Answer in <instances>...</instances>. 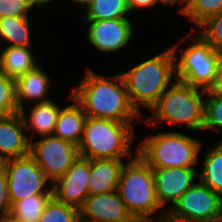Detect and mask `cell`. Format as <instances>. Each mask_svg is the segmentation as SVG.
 I'll return each instance as SVG.
<instances>
[{"instance_id":"obj_1","label":"cell","mask_w":222,"mask_h":222,"mask_svg":"<svg viewBox=\"0 0 222 222\" xmlns=\"http://www.w3.org/2000/svg\"><path fill=\"white\" fill-rule=\"evenodd\" d=\"M72 97L82 106L88 117L129 123L134 129L143 116L133 107L120 73L114 76L99 75L86 66L85 74L74 88Z\"/></svg>"},{"instance_id":"obj_2","label":"cell","mask_w":222,"mask_h":222,"mask_svg":"<svg viewBox=\"0 0 222 222\" xmlns=\"http://www.w3.org/2000/svg\"><path fill=\"white\" fill-rule=\"evenodd\" d=\"M137 63L120 74L131 104L145 117L141 109L151 110L176 80L174 55L171 47H167L165 51Z\"/></svg>"},{"instance_id":"obj_3","label":"cell","mask_w":222,"mask_h":222,"mask_svg":"<svg viewBox=\"0 0 222 222\" xmlns=\"http://www.w3.org/2000/svg\"><path fill=\"white\" fill-rule=\"evenodd\" d=\"M205 96L206 90L176 79L141 124L156 129L162 121L172 127L186 125L187 130L200 133L204 128Z\"/></svg>"},{"instance_id":"obj_4","label":"cell","mask_w":222,"mask_h":222,"mask_svg":"<svg viewBox=\"0 0 222 222\" xmlns=\"http://www.w3.org/2000/svg\"><path fill=\"white\" fill-rule=\"evenodd\" d=\"M137 138L129 123L87 116L78 145L79 156L129 160L135 155L133 143Z\"/></svg>"},{"instance_id":"obj_5","label":"cell","mask_w":222,"mask_h":222,"mask_svg":"<svg viewBox=\"0 0 222 222\" xmlns=\"http://www.w3.org/2000/svg\"><path fill=\"white\" fill-rule=\"evenodd\" d=\"M145 137L137 143L135 153L151 168H195L200 164L202 140L180 131H155Z\"/></svg>"},{"instance_id":"obj_6","label":"cell","mask_w":222,"mask_h":222,"mask_svg":"<svg viewBox=\"0 0 222 222\" xmlns=\"http://www.w3.org/2000/svg\"><path fill=\"white\" fill-rule=\"evenodd\" d=\"M188 37L189 45L182 48L180 43ZM178 46L181 48L179 49ZM170 47L174 55L175 78L177 80L204 90L213 89L217 82L222 53L215 50L195 30H190L186 36Z\"/></svg>"},{"instance_id":"obj_7","label":"cell","mask_w":222,"mask_h":222,"mask_svg":"<svg viewBox=\"0 0 222 222\" xmlns=\"http://www.w3.org/2000/svg\"><path fill=\"white\" fill-rule=\"evenodd\" d=\"M117 191L137 222L166 216L156 196L152 168L137 153L123 166Z\"/></svg>"},{"instance_id":"obj_8","label":"cell","mask_w":222,"mask_h":222,"mask_svg":"<svg viewBox=\"0 0 222 222\" xmlns=\"http://www.w3.org/2000/svg\"><path fill=\"white\" fill-rule=\"evenodd\" d=\"M166 216L176 222H222V197L197 179Z\"/></svg>"},{"instance_id":"obj_9","label":"cell","mask_w":222,"mask_h":222,"mask_svg":"<svg viewBox=\"0 0 222 222\" xmlns=\"http://www.w3.org/2000/svg\"><path fill=\"white\" fill-rule=\"evenodd\" d=\"M3 169L8 177L11 205L35 194H53V183L30 155L5 160Z\"/></svg>"},{"instance_id":"obj_10","label":"cell","mask_w":222,"mask_h":222,"mask_svg":"<svg viewBox=\"0 0 222 222\" xmlns=\"http://www.w3.org/2000/svg\"><path fill=\"white\" fill-rule=\"evenodd\" d=\"M29 155L54 183L79 156L78 147L53 135L30 141Z\"/></svg>"},{"instance_id":"obj_11","label":"cell","mask_w":222,"mask_h":222,"mask_svg":"<svg viewBox=\"0 0 222 222\" xmlns=\"http://www.w3.org/2000/svg\"><path fill=\"white\" fill-rule=\"evenodd\" d=\"M131 19L83 20L87 23L86 41L99 53H117L126 49L136 34ZM134 27V28H133Z\"/></svg>"},{"instance_id":"obj_12","label":"cell","mask_w":222,"mask_h":222,"mask_svg":"<svg viewBox=\"0 0 222 222\" xmlns=\"http://www.w3.org/2000/svg\"><path fill=\"white\" fill-rule=\"evenodd\" d=\"M90 159L78 156L69 169L52 184L53 196L61 202L77 207L89 195Z\"/></svg>"},{"instance_id":"obj_13","label":"cell","mask_w":222,"mask_h":222,"mask_svg":"<svg viewBox=\"0 0 222 222\" xmlns=\"http://www.w3.org/2000/svg\"><path fill=\"white\" fill-rule=\"evenodd\" d=\"M198 168H152L156 196L167 212L198 179ZM167 203H170L167 205ZM166 206V207H165Z\"/></svg>"},{"instance_id":"obj_14","label":"cell","mask_w":222,"mask_h":222,"mask_svg":"<svg viewBox=\"0 0 222 222\" xmlns=\"http://www.w3.org/2000/svg\"><path fill=\"white\" fill-rule=\"evenodd\" d=\"M80 222H137L118 191L88 195L79 208Z\"/></svg>"},{"instance_id":"obj_15","label":"cell","mask_w":222,"mask_h":222,"mask_svg":"<svg viewBox=\"0 0 222 222\" xmlns=\"http://www.w3.org/2000/svg\"><path fill=\"white\" fill-rule=\"evenodd\" d=\"M37 65L16 80V102L19 111L28 104L41 103L52 100L51 76L46 73L45 65ZM50 76V77H49ZM26 104V105H25Z\"/></svg>"},{"instance_id":"obj_16","label":"cell","mask_w":222,"mask_h":222,"mask_svg":"<svg viewBox=\"0 0 222 222\" xmlns=\"http://www.w3.org/2000/svg\"><path fill=\"white\" fill-rule=\"evenodd\" d=\"M29 147L21 114L0 117V156L4 160L24 157L29 155Z\"/></svg>"},{"instance_id":"obj_17","label":"cell","mask_w":222,"mask_h":222,"mask_svg":"<svg viewBox=\"0 0 222 222\" xmlns=\"http://www.w3.org/2000/svg\"><path fill=\"white\" fill-rule=\"evenodd\" d=\"M57 103L58 101L56 102V100L52 99L46 102L35 103L29 107H24L19 111L23 118L29 141L36 139V137L39 138V136L53 135L58 115L62 107ZM27 108L29 109V112L27 111ZM29 134L31 136H29Z\"/></svg>"},{"instance_id":"obj_18","label":"cell","mask_w":222,"mask_h":222,"mask_svg":"<svg viewBox=\"0 0 222 222\" xmlns=\"http://www.w3.org/2000/svg\"><path fill=\"white\" fill-rule=\"evenodd\" d=\"M124 159H90L89 195L117 191Z\"/></svg>"},{"instance_id":"obj_19","label":"cell","mask_w":222,"mask_h":222,"mask_svg":"<svg viewBox=\"0 0 222 222\" xmlns=\"http://www.w3.org/2000/svg\"><path fill=\"white\" fill-rule=\"evenodd\" d=\"M66 98L72 100V103L61 107L53 136L71 142L78 147L87 115L82 106L72 97V93H69Z\"/></svg>"},{"instance_id":"obj_20","label":"cell","mask_w":222,"mask_h":222,"mask_svg":"<svg viewBox=\"0 0 222 222\" xmlns=\"http://www.w3.org/2000/svg\"><path fill=\"white\" fill-rule=\"evenodd\" d=\"M32 47L0 46V71L9 78L17 80L28 71L34 69L41 61H37ZM2 49V50H1Z\"/></svg>"},{"instance_id":"obj_21","label":"cell","mask_w":222,"mask_h":222,"mask_svg":"<svg viewBox=\"0 0 222 222\" xmlns=\"http://www.w3.org/2000/svg\"><path fill=\"white\" fill-rule=\"evenodd\" d=\"M31 17L0 18V45L2 46H32ZM4 42V45H3Z\"/></svg>"},{"instance_id":"obj_22","label":"cell","mask_w":222,"mask_h":222,"mask_svg":"<svg viewBox=\"0 0 222 222\" xmlns=\"http://www.w3.org/2000/svg\"><path fill=\"white\" fill-rule=\"evenodd\" d=\"M212 144L206 149L198 177L203 184L222 197V142Z\"/></svg>"},{"instance_id":"obj_23","label":"cell","mask_w":222,"mask_h":222,"mask_svg":"<svg viewBox=\"0 0 222 222\" xmlns=\"http://www.w3.org/2000/svg\"><path fill=\"white\" fill-rule=\"evenodd\" d=\"M81 13L84 20L130 19L132 16L127 0H93Z\"/></svg>"},{"instance_id":"obj_24","label":"cell","mask_w":222,"mask_h":222,"mask_svg":"<svg viewBox=\"0 0 222 222\" xmlns=\"http://www.w3.org/2000/svg\"><path fill=\"white\" fill-rule=\"evenodd\" d=\"M53 194H35L14 202L10 213L19 222H39L44 208Z\"/></svg>"},{"instance_id":"obj_25","label":"cell","mask_w":222,"mask_h":222,"mask_svg":"<svg viewBox=\"0 0 222 222\" xmlns=\"http://www.w3.org/2000/svg\"><path fill=\"white\" fill-rule=\"evenodd\" d=\"M222 12V0H188L182 15L195 24L196 30L208 18Z\"/></svg>"},{"instance_id":"obj_26","label":"cell","mask_w":222,"mask_h":222,"mask_svg":"<svg viewBox=\"0 0 222 222\" xmlns=\"http://www.w3.org/2000/svg\"><path fill=\"white\" fill-rule=\"evenodd\" d=\"M208 130L222 133V92L213 89L206 90L205 96L203 132ZM220 142H222V138Z\"/></svg>"},{"instance_id":"obj_27","label":"cell","mask_w":222,"mask_h":222,"mask_svg":"<svg viewBox=\"0 0 222 222\" xmlns=\"http://www.w3.org/2000/svg\"><path fill=\"white\" fill-rule=\"evenodd\" d=\"M39 222H80L79 209L58 201L52 196L46 204Z\"/></svg>"},{"instance_id":"obj_28","label":"cell","mask_w":222,"mask_h":222,"mask_svg":"<svg viewBox=\"0 0 222 222\" xmlns=\"http://www.w3.org/2000/svg\"><path fill=\"white\" fill-rule=\"evenodd\" d=\"M19 112L16 102V80L0 71V117Z\"/></svg>"},{"instance_id":"obj_29","label":"cell","mask_w":222,"mask_h":222,"mask_svg":"<svg viewBox=\"0 0 222 222\" xmlns=\"http://www.w3.org/2000/svg\"><path fill=\"white\" fill-rule=\"evenodd\" d=\"M195 31L218 52L222 53V12L208 18Z\"/></svg>"},{"instance_id":"obj_30","label":"cell","mask_w":222,"mask_h":222,"mask_svg":"<svg viewBox=\"0 0 222 222\" xmlns=\"http://www.w3.org/2000/svg\"><path fill=\"white\" fill-rule=\"evenodd\" d=\"M34 8L30 0H0V18L31 17Z\"/></svg>"},{"instance_id":"obj_31","label":"cell","mask_w":222,"mask_h":222,"mask_svg":"<svg viewBox=\"0 0 222 222\" xmlns=\"http://www.w3.org/2000/svg\"><path fill=\"white\" fill-rule=\"evenodd\" d=\"M11 202L8 193V177L4 169L0 171V217L10 213Z\"/></svg>"},{"instance_id":"obj_32","label":"cell","mask_w":222,"mask_h":222,"mask_svg":"<svg viewBox=\"0 0 222 222\" xmlns=\"http://www.w3.org/2000/svg\"><path fill=\"white\" fill-rule=\"evenodd\" d=\"M158 5V0H127V6L131 15L136 11H141L142 13L144 12L143 10H152V8L158 7Z\"/></svg>"},{"instance_id":"obj_33","label":"cell","mask_w":222,"mask_h":222,"mask_svg":"<svg viewBox=\"0 0 222 222\" xmlns=\"http://www.w3.org/2000/svg\"><path fill=\"white\" fill-rule=\"evenodd\" d=\"M159 5H163L165 7H175V5L179 4L178 11H176L179 14L182 15L186 8L187 2L185 0H158Z\"/></svg>"},{"instance_id":"obj_34","label":"cell","mask_w":222,"mask_h":222,"mask_svg":"<svg viewBox=\"0 0 222 222\" xmlns=\"http://www.w3.org/2000/svg\"><path fill=\"white\" fill-rule=\"evenodd\" d=\"M213 90L222 92V56H221V60L219 63V68H218L217 82L215 86L213 87Z\"/></svg>"},{"instance_id":"obj_35","label":"cell","mask_w":222,"mask_h":222,"mask_svg":"<svg viewBox=\"0 0 222 222\" xmlns=\"http://www.w3.org/2000/svg\"><path fill=\"white\" fill-rule=\"evenodd\" d=\"M57 1V0H56ZM30 2L32 3V5L35 7V9H42L44 6H46L47 4L49 5V3H54L55 0H30Z\"/></svg>"},{"instance_id":"obj_36","label":"cell","mask_w":222,"mask_h":222,"mask_svg":"<svg viewBox=\"0 0 222 222\" xmlns=\"http://www.w3.org/2000/svg\"><path fill=\"white\" fill-rule=\"evenodd\" d=\"M92 1L93 0H70V3L71 2L74 3V4L71 3V5L73 6L76 4L78 8L79 6L82 7L83 8L82 10H84Z\"/></svg>"},{"instance_id":"obj_37","label":"cell","mask_w":222,"mask_h":222,"mask_svg":"<svg viewBox=\"0 0 222 222\" xmlns=\"http://www.w3.org/2000/svg\"><path fill=\"white\" fill-rule=\"evenodd\" d=\"M0 222H19V221L11 213H8L0 217Z\"/></svg>"},{"instance_id":"obj_38","label":"cell","mask_w":222,"mask_h":222,"mask_svg":"<svg viewBox=\"0 0 222 222\" xmlns=\"http://www.w3.org/2000/svg\"><path fill=\"white\" fill-rule=\"evenodd\" d=\"M142 222H176V221L170 220L167 216H165L159 219L147 220Z\"/></svg>"},{"instance_id":"obj_39","label":"cell","mask_w":222,"mask_h":222,"mask_svg":"<svg viewBox=\"0 0 222 222\" xmlns=\"http://www.w3.org/2000/svg\"><path fill=\"white\" fill-rule=\"evenodd\" d=\"M4 159L0 156V171L3 169L4 167Z\"/></svg>"}]
</instances>
